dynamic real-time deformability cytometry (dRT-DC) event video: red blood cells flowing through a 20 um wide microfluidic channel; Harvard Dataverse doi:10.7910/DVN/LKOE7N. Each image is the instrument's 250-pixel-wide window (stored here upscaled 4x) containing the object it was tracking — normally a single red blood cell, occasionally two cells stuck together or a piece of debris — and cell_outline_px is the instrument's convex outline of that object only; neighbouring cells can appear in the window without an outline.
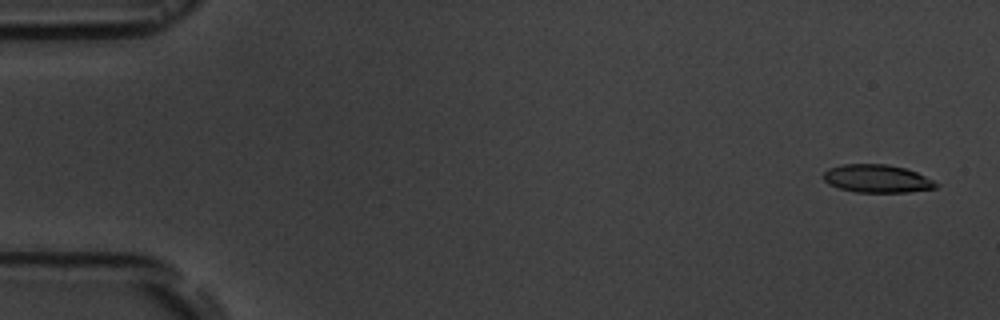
{"species": "common noctule bat (a hibernating species)", "species_latin": "Nyctalus noctula", "temperature_condition": "room temperature", "stored_images_in_passage": 5, "camera_frame_rate_fps": 3000, "um_per_image_px": 0.085, "animal": {"sex": "male", "body_mass_g": 19.5, "forearm_length_mm": 54.6}, "frame": {"image": 1, "passage_image": 1, "time_ms": 0.0, "image_size_px": [1000, 320], "cell_outline_px": [[940, 184], [936, 188], [908, 192], [856, 192], [840, 188], [828, 184], [824, 180], [824, 172], [828, 168], [844, 164], [888, 164], [904, 168], [916, 172]], "centroid_in_image_um": [74.54, 15.18], "position_along_channel_um": 10.5, "area_um2": 18.26}}
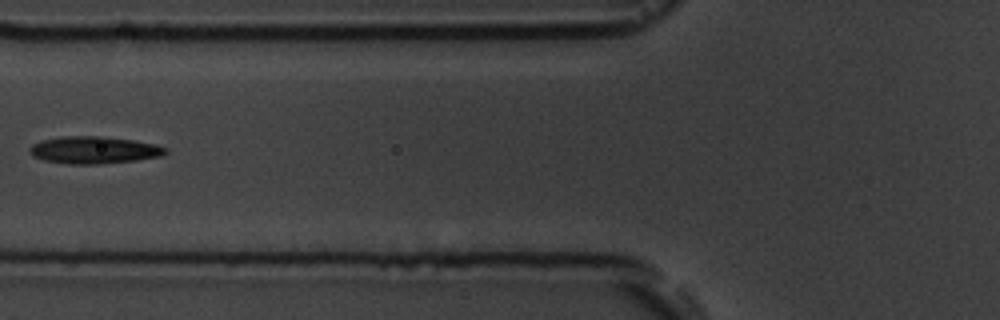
{"frame": {"image": 2, "passage_image": 5, "time_ms": 6.667, "image_size_px": [1000, 320], "cell_outline_px": [[168, 152], [160, 156], [136, 160], [100, 164], [68, 164], [44, 160], [32, 156], [28, 152], [28, 148], [32, 144], [40, 140], [64, 136], [104, 136], [132, 140], [156, 144], [168, 148]], "centroid_in_image_um": [7.96, 12.75], "position_along_channel_um": 117.8, "area_um2": 21.73}}